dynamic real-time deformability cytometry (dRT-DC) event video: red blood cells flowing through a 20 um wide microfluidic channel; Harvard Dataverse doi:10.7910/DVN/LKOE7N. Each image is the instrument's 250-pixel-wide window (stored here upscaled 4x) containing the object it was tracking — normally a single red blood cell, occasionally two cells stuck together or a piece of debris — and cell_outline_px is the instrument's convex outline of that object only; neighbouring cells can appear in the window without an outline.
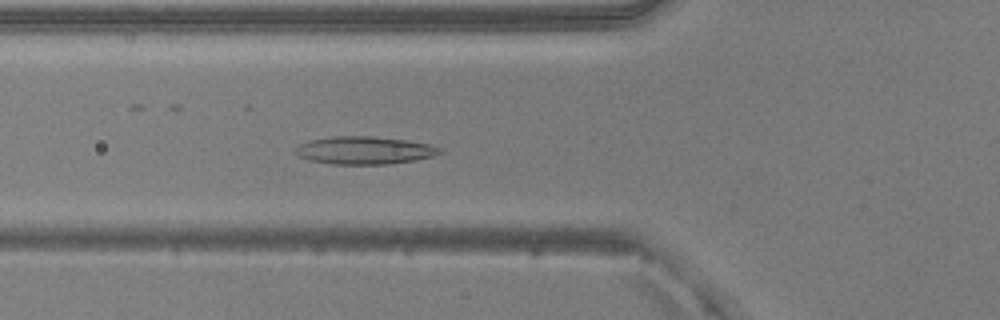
{"species": "common noctule bat (a hibernating species)", "species_latin": "Nyctalus noctula", "temperature_condition": "warm", "stored_images_in_passage": 51, "camera_frame_rate_fps": 3000, "um_per_image_px": 0.085, "animal": {"sex": "male", "body_mass_g": 20.5, "forearm_length_mm": 52.5}, "frame": {"image": 1, "passage_image": 19, "time_ms": 6.0, "image_size_px": [1000, 320], "cell_outline_px": [[444, 152], [432, 156], [412, 160], [388, 164], [332, 164], [308, 160], [300, 156], [296, 152], [296, 148], [300, 144], [312, 140], [332, 136], [372, 136], [408, 140], [432, 144], [440, 148]], "centroid_in_image_um": [31.01, 12.77], "position_along_channel_um": 94.8, "area_um2": 23.24}}
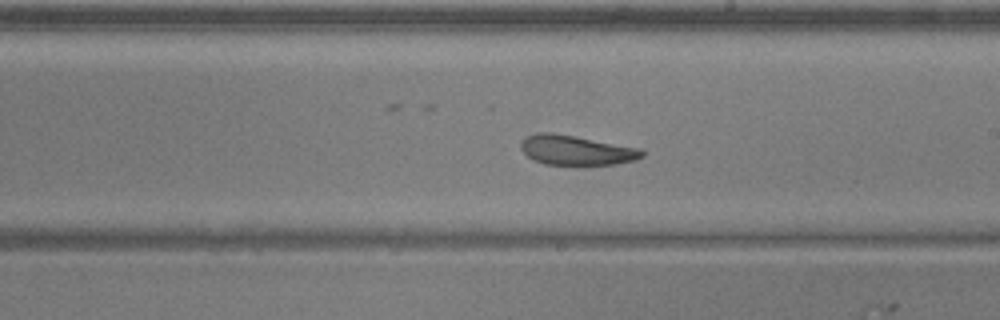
{"frame": {"image": 2, "passage_image": 30, "time_ms": 9.667, "image_size_px": [1000, 320], "cell_outline_px": [[644, 156], [636, 160], [616, 164], [584, 168], [544, 164], [532, 160], [520, 148], [520, 144], [528, 136], [536, 132], [552, 132], [640, 148], [644, 152]], "centroid_in_image_um": [49.0, 12.82], "position_along_channel_um": 240.0, "area_um2": 21.85}}
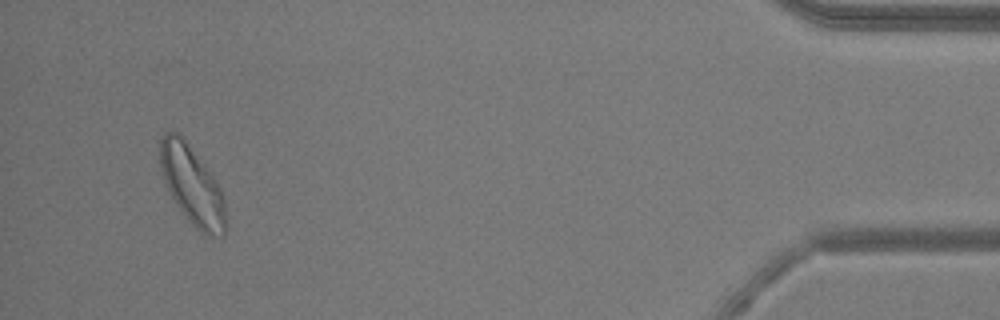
{"frame": {"image": 3, "passage_image": 49, "time_ms": 16.0, "image_size_px": [1000, 320], "cell_outline_px": [[228, 228], [224, 236], [208, 236], [200, 232], [196, 228], [176, 204], [168, 192], [164, 180], [160, 164], [160, 140], [164, 132], [180, 132], [204, 164], [220, 188], [224, 196], [228, 224]], "centroid_in_image_um": [16.36, 15.78], "position_along_channel_um": 418.8, "area_um2": 30.35}, "authors_computed_cell_mechanics": {"area_um2": 24.3338, "velocity_mm_per_s": 3.943, "shape_relaxation_time_tau1_ms": null, "shape_relaxation_time_tau2_ms": 2.6977, "deformation_change_tau1": null, "deformation_change_tau2": 0.0941}}